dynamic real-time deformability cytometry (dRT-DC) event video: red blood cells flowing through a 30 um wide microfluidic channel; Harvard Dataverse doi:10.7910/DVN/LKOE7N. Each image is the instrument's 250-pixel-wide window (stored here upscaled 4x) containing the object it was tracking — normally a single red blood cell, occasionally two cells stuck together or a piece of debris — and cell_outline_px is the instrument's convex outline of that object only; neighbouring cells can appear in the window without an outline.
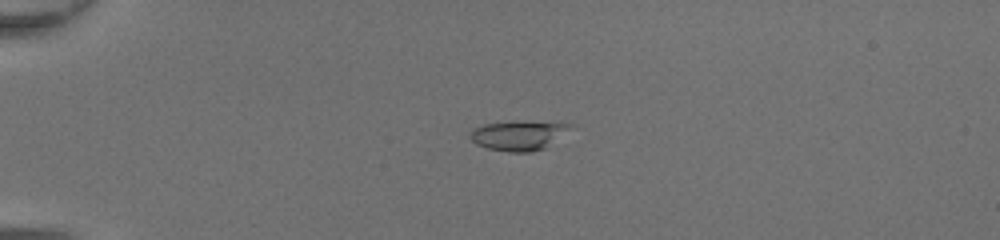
{"species": "common noctule bat (a hibernating species)", "species_latin": "Nyctalus noctula", "temperature_condition": "room temperature", "stored_images_in_passage": 42, "camera_frame_rate_fps": 3000, "um_per_image_px": 0.085, "animal": {"sex": "female", "body_mass_g": 20.0, "forearm_length_mm": 54.0}, "frame": {"image": 1, "passage_image": 6, "time_ms": 1.667, "image_size_px": [1000, 240], "cell_outline_px": [[572, 124], [568, 128], [544, 148], [532, 152], [508, 152], [488, 148], [476, 144], [468, 136], [472, 128], [484, 124]], "centroid_in_image_um": [43.9, 11.58], "position_along_channel_um": 41.1, "area_um2": 15.78}}
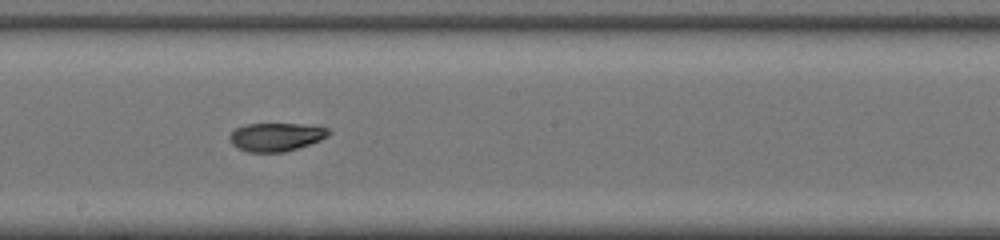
{"frame": {"image": 2, "passage_image": 22, "time_ms": 7.0, "image_size_px": [1000, 240], "cell_outline_px": [[332, 132], [328, 136], [320, 140], [284, 152], [248, 152], [232, 144], [228, 136], [236, 128], [244, 124], [300, 124], [328, 128]], "centroid_in_image_um": [23.46, 11.63], "position_along_channel_um": 224.7, "area_um2": 16.18}}
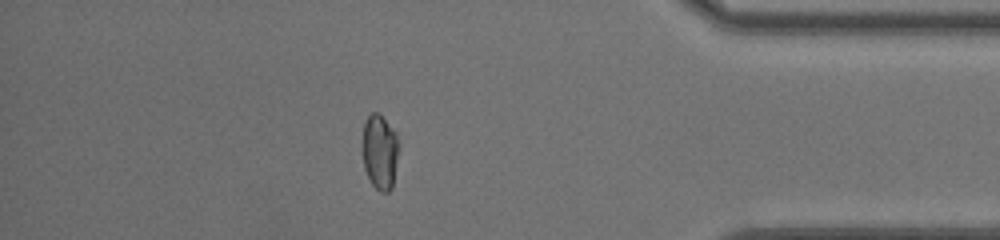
{"frame": {"image": 3, "passage_image": 36, "time_ms": 11.667, "image_size_px": [1000, 240], "cell_outline_px": [[400, 148], [392, 188], [388, 192], [380, 192], [372, 184], [364, 168], [364, 124], [368, 116], [372, 112], [376, 112], [396, 132], [400, 144]], "centroid_in_image_um": [32.34, 12.94], "position_along_channel_um": 402.9, "area_um2": 15.72}, "authors_computed_cell_mechanics": {"area_um2": 16.9643, "velocity_mm_per_s": 4.4016, "shape_relaxation_time_tau1_ms": null, "shape_relaxation_time_tau2_ms": 0.9412, "deformation_change_tau1": null, "deformation_change_tau2": 0.0652}}